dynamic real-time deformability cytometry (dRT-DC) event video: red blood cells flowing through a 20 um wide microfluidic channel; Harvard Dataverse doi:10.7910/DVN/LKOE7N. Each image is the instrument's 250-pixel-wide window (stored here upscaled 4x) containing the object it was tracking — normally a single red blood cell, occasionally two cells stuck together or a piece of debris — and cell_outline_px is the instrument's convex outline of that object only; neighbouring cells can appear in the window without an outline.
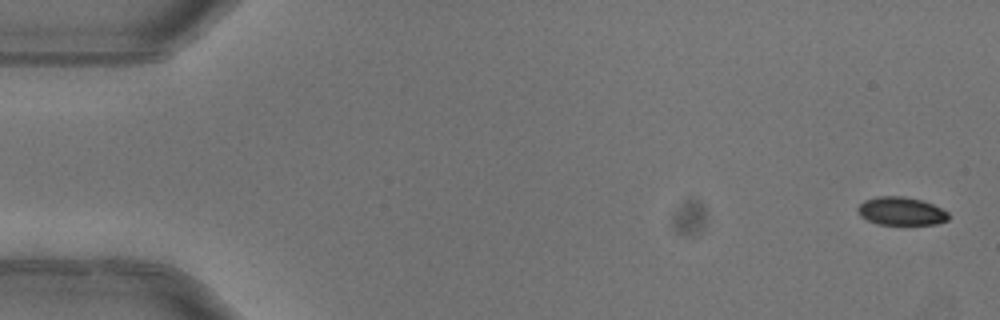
{"species": "common noctule bat (a hibernating species)", "species_latin": "Nyctalus noctula", "temperature_condition": "warm", "stored_images_in_passage": 4, "camera_frame_rate_fps": 3000, "um_per_image_px": 0.085, "animal": {"sex": "female"}, "frame": {"image": 1, "passage_image": 1, "time_ms": 0.0, "image_size_px": [1000, 320], "cell_outline_px": [[948, 220], [936, 224], [876, 224], [860, 216], [856, 208], [864, 200], [876, 196], [904, 196], [920, 200], [932, 204], [948, 212]], "centroid_in_image_um": [76.56, 17.94], "position_along_channel_um": 8.4, "area_um2": 14.85}}
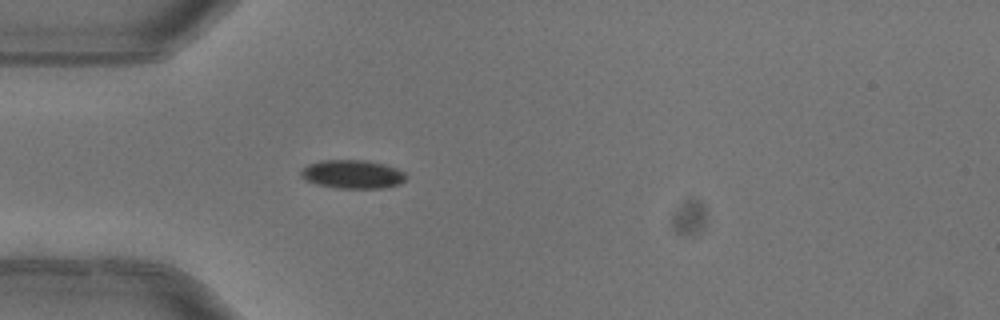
{"frame": {"image": 2, "passage_image": 4, "time_ms": 1.0, "image_size_px": [1000, 320], "cell_outline_px": [[408, 176], [400, 184], [384, 188], [336, 188], [320, 184], [308, 180], [300, 172], [308, 164], [320, 160], [368, 160], [384, 164], [396, 168], [404, 172]], "centroid_in_image_um": [30.03, 14.8], "position_along_channel_um": 55.0, "area_um2": 17.34}}